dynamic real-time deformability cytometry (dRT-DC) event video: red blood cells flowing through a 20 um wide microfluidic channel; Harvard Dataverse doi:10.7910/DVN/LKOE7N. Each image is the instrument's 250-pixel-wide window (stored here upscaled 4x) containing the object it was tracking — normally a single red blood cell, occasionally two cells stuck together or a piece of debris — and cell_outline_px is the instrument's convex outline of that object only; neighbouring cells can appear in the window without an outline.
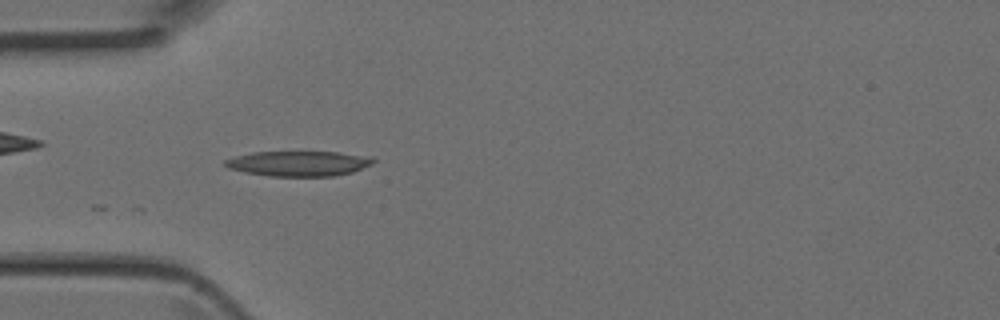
{"species": "Egyptian fruit bat (a non-hibernating species)", "species_latin": "Rousettus aegyptiacus", "temperature_condition": "room temperature", "stored_images_in_passage": 4, "camera_frame_rate_fps": 3000, "um_per_image_px": 0.085, "animal": {"sex": "female"}, "frame": {"image": 1, "passage_image": 3, "time_ms": 0.667, "image_size_px": [1000, 320], "cell_outline_px": [[376, 160], [372, 164], [352, 172], [332, 176], [268, 176], [244, 172], [228, 168], [224, 164], [224, 160], [236, 156], [252, 152], [340, 152], [372, 156]], "centroid_in_image_um": [25.4, 13.89], "position_along_channel_um": 59.6, "area_um2": 21.79}}
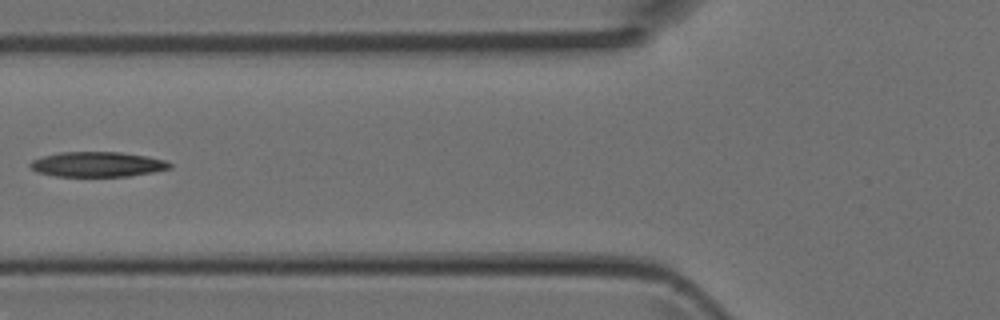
{"frame": {"image": 2, "passage_image": 4, "time_ms": 1.0, "image_size_px": [1000, 320], "cell_outline_px": [[172, 168], [152, 172], [128, 176], [56, 176], [36, 172], [28, 164], [32, 160], [44, 156], [60, 152], [120, 152], [148, 156], [164, 160], [172, 164]], "centroid_in_image_um": [8.28, 13.96], "position_along_channel_um": 117.5, "area_um2": 20.29}}